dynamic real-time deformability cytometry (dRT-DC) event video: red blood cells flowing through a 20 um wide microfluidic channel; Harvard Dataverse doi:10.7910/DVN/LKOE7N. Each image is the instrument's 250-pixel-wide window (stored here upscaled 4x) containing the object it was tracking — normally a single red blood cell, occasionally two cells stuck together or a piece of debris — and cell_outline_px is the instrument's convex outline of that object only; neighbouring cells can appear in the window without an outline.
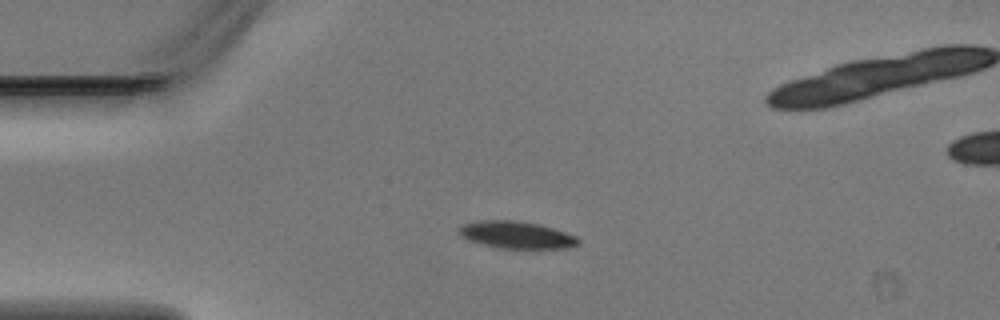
{"species": "Egyptian fruit bat (a non-hibernating species)", "species_latin": "Rousettus aegyptiacus", "temperature_condition": "warm", "stored_images_in_passage": 5, "camera_frame_rate_fps": 3000, "um_per_image_px": 0.085, "animal": {"sex": "male"}, "frame": {"image": 1, "passage_image": 2, "time_ms": 0.333, "image_size_px": [1000, 320], "cell_outline_px": [[580, 244], [568, 248], [500, 248], [480, 244], [464, 236], [460, 232], [460, 228], [464, 224], [484, 220], [512, 220], [536, 224], [552, 228], [576, 236], [580, 240]], "centroid_in_image_um": [43.96, 19.98], "position_along_channel_um": 41.0, "area_um2": 18.38}}
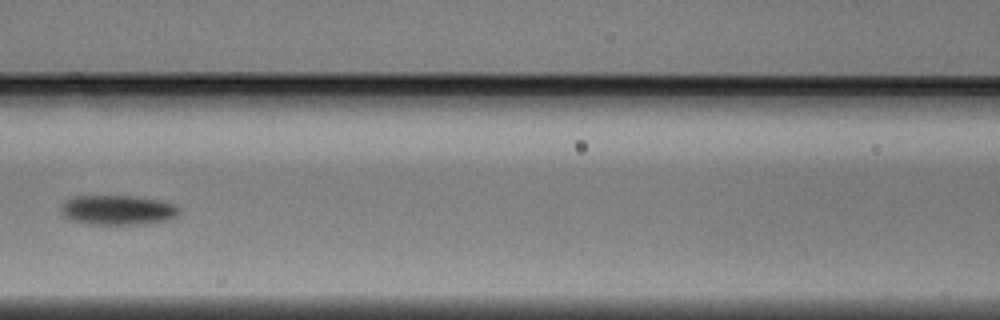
{"frame": {"image": 2, "passage_image": 5, "time_ms": 1.333, "image_size_px": [1000, 320], "cell_outline_px": [[180, 212], [176, 216], [168, 220], [148, 224], [92, 224], [72, 220], [64, 216], [64, 200], [76, 196], [132, 196], [160, 200], [176, 204], [180, 208]], "centroid_in_image_um": [10.1, 17.85], "position_along_channel_um": 156.5, "area_um2": 20.35}}